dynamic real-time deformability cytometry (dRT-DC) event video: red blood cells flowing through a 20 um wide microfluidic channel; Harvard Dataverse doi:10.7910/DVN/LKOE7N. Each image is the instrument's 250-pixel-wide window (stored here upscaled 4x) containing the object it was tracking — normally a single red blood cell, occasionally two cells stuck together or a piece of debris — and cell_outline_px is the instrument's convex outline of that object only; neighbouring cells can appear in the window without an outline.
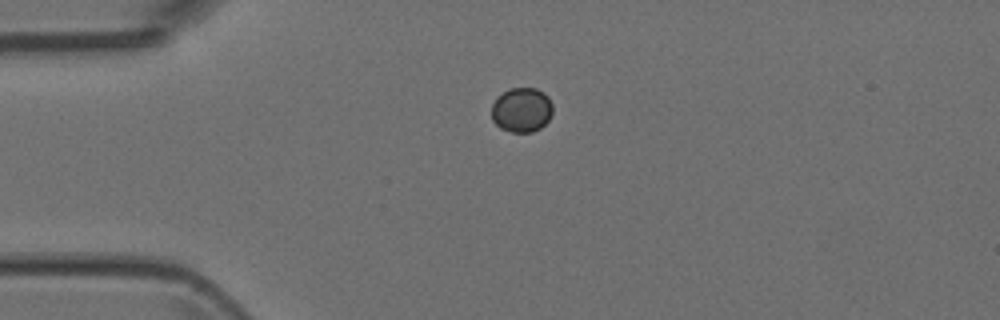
{"species": "Egyptian fruit bat (a non-hibernating species)", "species_latin": "Rousettus aegyptiacus", "temperature_condition": "room temperature", "stored_images_in_passage": 6, "camera_frame_rate_fps": 3000, "um_per_image_px": 0.085, "animal": {"sex": "female"}, "frame": {"image": 1, "passage_image": 1, "time_ms": 0.0, "image_size_px": [1000, 320], "cell_outline_px": [[552, 112], [548, 120], [540, 128], [532, 132], [512, 132], [500, 128], [492, 120], [492, 104], [496, 96], [508, 88], [536, 88], [544, 92], [548, 96], [552, 104]], "centroid_in_image_um": [44.32, 9.32], "position_along_channel_um": 40.7, "area_um2": 16.07}}
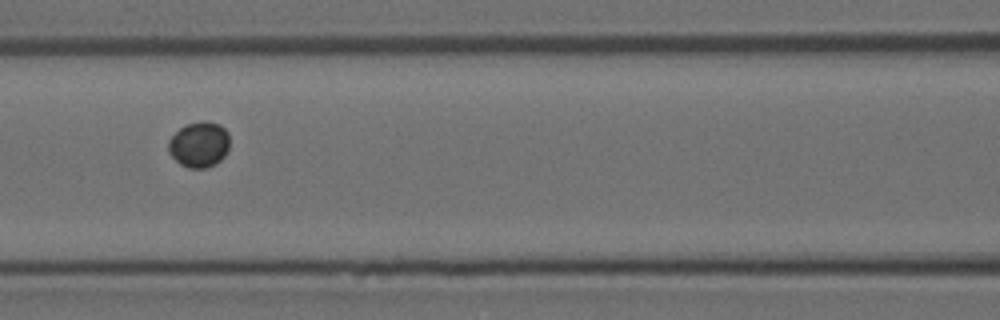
{"frame": {"image": 2, "passage_image": 4, "time_ms": 3.333, "image_size_px": [1000, 320], "cell_outline_px": [[228, 152], [216, 164], [204, 168], [188, 168], [180, 164], [168, 152], [168, 140], [180, 128], [188, 124], [200, 120], [204, 120], [220, 124], [228, 132]], "centroid_in_image_um": [16.93, 12.28], "position_along_channel_um": 149.7, "area_um2": 16.36}}
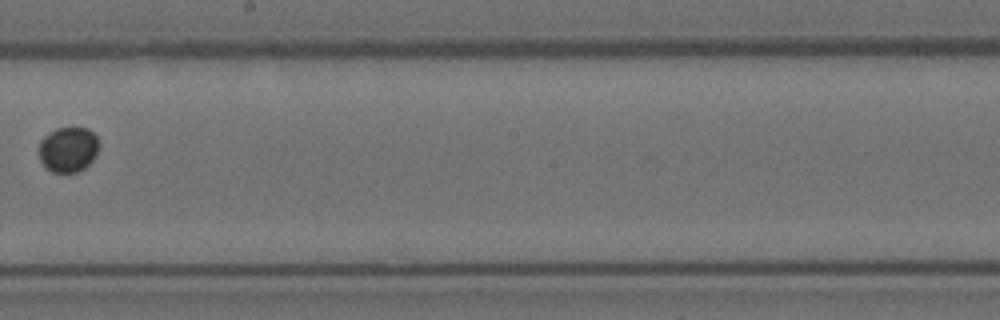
{"frame": {"image": 3, "passage_image": 6, "time_ms": 5.667, "image_size_px": [1000, 320], "cell_outline_px": [[100, 144], [96, 156], [84, 168], [76, 172], [52, 172], [40, 160], [40, 140], [44, 136], [56, 128], [88, 128], [96, 136]], "centroid_in_image_um": [5.82, 12.69], "position_along_channel_um": 242.4, "area_um2": 15.72}}